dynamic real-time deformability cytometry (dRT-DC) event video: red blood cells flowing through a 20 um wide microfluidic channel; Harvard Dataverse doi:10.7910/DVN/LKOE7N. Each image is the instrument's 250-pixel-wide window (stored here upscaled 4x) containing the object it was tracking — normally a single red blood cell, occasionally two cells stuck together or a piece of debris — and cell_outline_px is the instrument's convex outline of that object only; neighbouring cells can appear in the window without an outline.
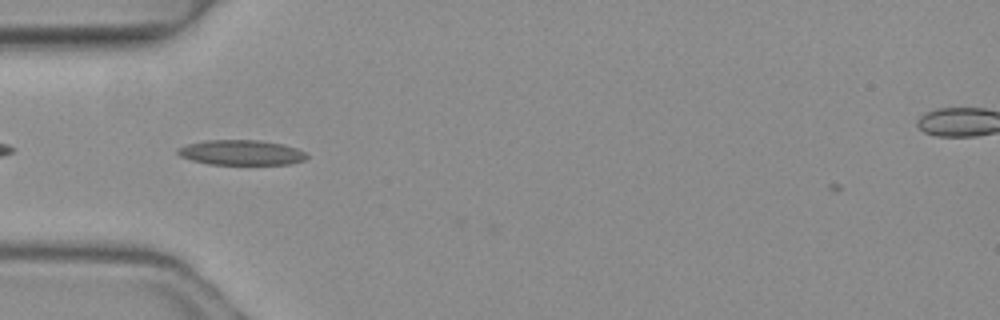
{"species": "common noctule bat (a hibernating species)", "species_latin": "Nyctalus noctula", "temperature_condition": "warm", "stored_images_in_passage": 5, "camera_frame_rate_fps": 3000, "um_per_image_px": 0.085, "animal": {"sex": "female", "body_mass_g": 19.3, "forearm_length_mm": 54.1}, "frame": {"image": 1, "passage_image": 5, "time_ms": 1.333, "image_size_px": [1000, 320], "cell_outline_px": [[308, 156], [304, 160], [288, 164], [208, 164], [192, 160], [180, 156], [176, 152], [176, 148], [188, 144], [204, 140], [260, 140], [284, 144], [296, 148], [304, 152]], "centroid_in_image_um": [20.48, 12.96], "position_along_channel_um": 64.5, "area_um2": 18.84}}